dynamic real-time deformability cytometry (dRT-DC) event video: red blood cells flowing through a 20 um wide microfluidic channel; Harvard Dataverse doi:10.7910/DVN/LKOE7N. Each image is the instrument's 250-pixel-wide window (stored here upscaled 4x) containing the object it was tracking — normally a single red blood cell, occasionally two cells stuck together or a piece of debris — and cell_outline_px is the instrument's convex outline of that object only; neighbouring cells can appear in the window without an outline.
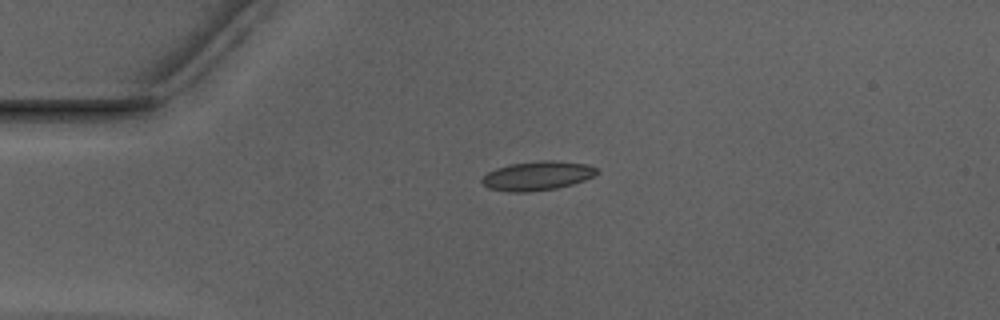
{"species": "Egyptian fruit bat (a non-hibernating species)", "species_latin": "Rousettus aegyptiacus", "temperature_condition": "warm", "stored_images_in_passage": 41, "camera_frame_rate_fps": 3000, "um_per_image_px": 0.085, "animal": {"sex": "male"}, "frame": {"image": 1, "passage_image": 1, "time_ms": 0.0, "image_size_px": [1000, 320], "cell_outline_px": [[600, 172], [584, 180], [572, 184], [556, 188], [528, 192], [508, 192], [488, 188], [480, 180], [488, 172], [496, 168], [512, 164], [540, 160], [552, 160], [588, 164], [596, 168]], "centroid_in_image_um": [45.67, 14.94], "position_along_channel_um": 39.3, "area_um2": 19.42}}
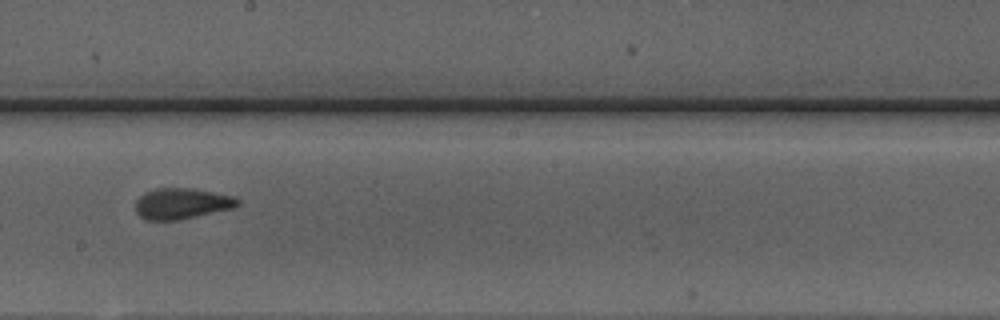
{"frame": {"image": 2, "passage_image": 18, "time_ms": 5.667, "image_size_px": [1000, 320], "cell_outline_px": [[240, 204], [232, 208], [176, 220], [144, 220], [136, 212], [136, 200], [144, 192], [156, 188], [192, 188], [236, 196], [240, 200]], "centroid_in_image_um": [15.44, 17.29], "position_along_channel_um": 232.8, "area_um2": 18.38}}
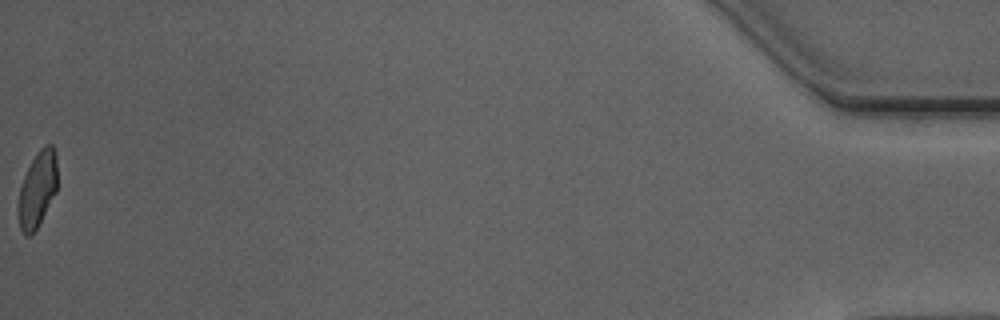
{"frame": {"image": 3, "passage_image": 41, "time_ms": 13.333, "image_size_px": [1000, 320], "cell_outline_px": [[56, 192], [36, 228], [28, 236], [24, 236], [20, 228], [16, 212], [16, 208], [20, 184], [36, 152], [44, 144], [52, 144], [56, 152]], "centroid_in_image_um": [3.14, 16.08], "position_along_channel_um": 432.1, "area_um2": 17.4}, "authors_computed_cell_mechanics": {"area_um2": 18.3804, "velocity_mm_per_s": 3.9573, "shape_relaxation_time_tau1_ms": 8.1405, "shape_relaxation_time_tau2_ms": 1.0095, "deformation_change_tau1": 0.238, "deformation_change_tau2": 0.0734}}